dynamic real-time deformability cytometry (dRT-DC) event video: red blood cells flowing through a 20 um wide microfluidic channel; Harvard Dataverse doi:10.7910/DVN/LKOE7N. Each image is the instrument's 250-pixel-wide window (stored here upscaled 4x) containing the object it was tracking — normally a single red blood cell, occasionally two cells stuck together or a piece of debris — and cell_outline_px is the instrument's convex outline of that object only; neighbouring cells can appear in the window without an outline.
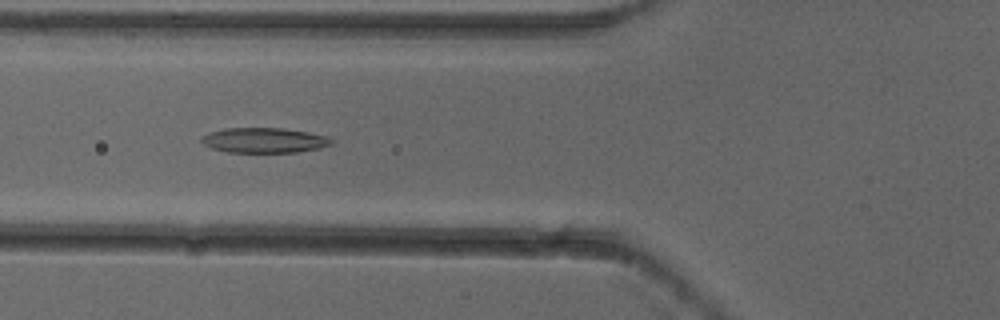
{"species": "common noctule bat (a hibernating species)", "species_latin": "Nyctalus noctula", "temperature_condition": "cold", "stored_images_in_passage": 7, "camera_frame_rate_fps": 3000, "um_per_image_px": 0.085, "animal": {"sex": "female"}, "frame": {"image": 1, "passage_image": 6, "time_ms": 1.667, "image_size_px": [1000, 320], "cell_outline_px": [[332, 144], [320, 148], [296, 152], [228, 152], [212, 148], [204, 144], [200, 140], [200, 136], [208, 132], [224, 128], [284, 128], [308, 132], [328, 136], [332, 140]], "centroid_in_image_um": [22.43, 11.91], "position_along_channel_um": 103.4, "area_um2": 19.07}}
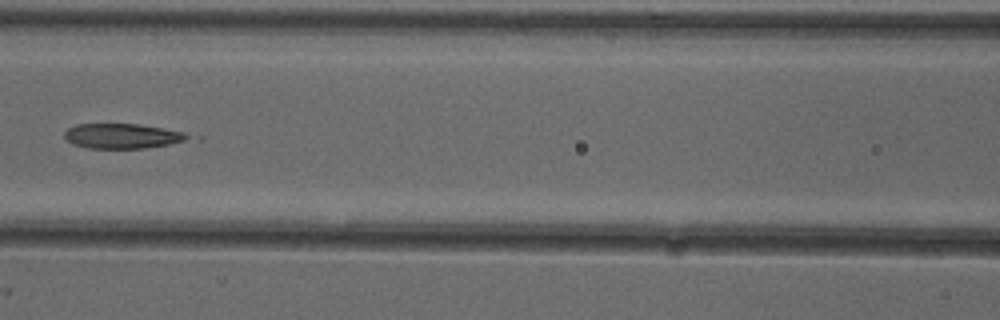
{"frame": {"image": 2, "passage_image": 7, "time_ms": 2.0, "image_size_px": [1000, 320], "cell_outline_px": [[192, 136], [184, 140], [168, 144], [144, 148], [88, 148], [72, 144], [64, 140], [64, 132], [68, 128], [76, 124], [140, 124], [184, 132]], "centroid_in_image_um": [10.32, 11.56], "position_along_channel_um": 156.3, "area_um2": 17.86}}